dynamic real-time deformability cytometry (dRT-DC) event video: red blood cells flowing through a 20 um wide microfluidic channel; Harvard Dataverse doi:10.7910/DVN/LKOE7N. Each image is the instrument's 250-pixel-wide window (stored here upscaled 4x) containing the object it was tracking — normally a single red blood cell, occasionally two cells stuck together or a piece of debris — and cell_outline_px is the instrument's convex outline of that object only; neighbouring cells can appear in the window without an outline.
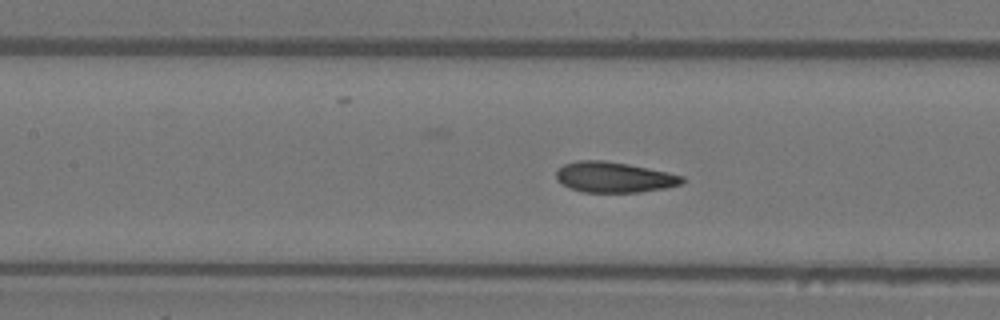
{"species": "Egyptian fruit bat (a non-hibernating species)", "species_latin": "Rousettus aegyptiacus", "temperature_condition": "warm", "stored_images_in_passage": 40, "camera_frame_rate_fps": 3000, "um_per_image_px": 0.085, "animal": {"sex": "female"}, "frame": {"image": 1, "passage_image": 12, "time_ms": 3.667, "image_size_px": [1000, 320], "cell_outline_px": [[684, 184], [664, 188], [640, 192], [584, 192], [572, 188], [556, 180], [556, 168], [564, 164], [576, 160], [604, 160], [628, 164], [668, 172], [684, 176]], "centroid_in_image_um": [52.2, 15.05], "position_along_channel_um": 155.2, "area_um2": 22.48}, "authors_computed_cell_mechanics": {"area_um2": 22.6287, "velocity_mm_per_s": 4.0068, "shape_relaxation_time_tau1_ms": 3.4458, "shape_relaxation_time_tau2_ms": 1.3781, "deformation_change_tau1": 0.1309, "deformation_change_tau2": 0.0685}}